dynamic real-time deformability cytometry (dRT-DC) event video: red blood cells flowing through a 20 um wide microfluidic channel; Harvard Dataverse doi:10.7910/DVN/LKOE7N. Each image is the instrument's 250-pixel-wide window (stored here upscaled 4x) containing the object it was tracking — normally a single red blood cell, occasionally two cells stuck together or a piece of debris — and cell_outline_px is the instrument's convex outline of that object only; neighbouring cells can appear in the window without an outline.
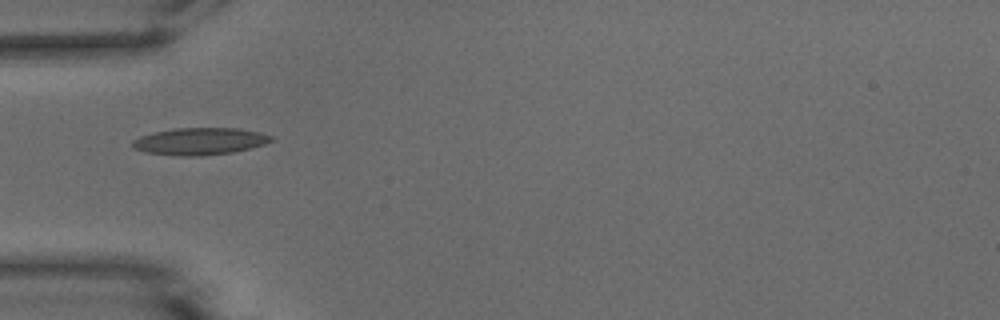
{"species": "common noctule bat (a hibernating species)", "species_latin": "Nyctalus noctula", "temperature_condition": "warm", "stored_images_in_passage": 36, "camera_frame_rate_fps": 3000, "um_per_image_px": 0.085, "animal": {"sex": "male", "body_mass_g": 15.6}, "frame": {"image": 1, "passage_image": 1, "time_ms": 0.0, "image_size_px": [1000, 320], "cell_outline_px": [[276, 140], [264, 144], [232, 152], [200, 156], [180, 156], [144, 152], [132, 148], [132, 140], [140, 136], [152, 132], [176, 128], [240, 128], [276, 136]], "centroid_in_image_um": [16.98, 12.0], "position_along_channel_um": 68.0, "area_um2": 22.08}}
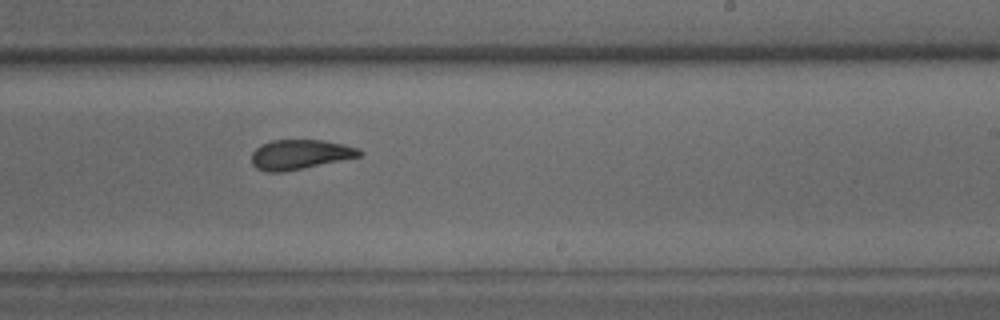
{"frame": {"image": 2, "passage_image": 16, "time_ms": 5.0, "image_size_px": [1000, 320], "cell_outline_px": [[364, 152], [360, 156], [284, 172], [264, 172], [256, 168], [252, 164], [252, 152], [260, 144], [272, 140], [320, 140], [344, 144], [360, 148]], "centroid_in_image_um": [25.48, 13.13], "position_along_channel_um": 263.5, "area_um2": 18.73}, "authors_computed_cell_mechanics": {"area_um2": 19.4786, "velocity_mm_per_s": 3.8982, "shape_relaxation_time_tau1_ms": 7.94, "shape_relaxation_time_tau2_ms": 2.0742, "deformation_change_tau1": 0.233, "deformation_change_tau2": 0.1034}}